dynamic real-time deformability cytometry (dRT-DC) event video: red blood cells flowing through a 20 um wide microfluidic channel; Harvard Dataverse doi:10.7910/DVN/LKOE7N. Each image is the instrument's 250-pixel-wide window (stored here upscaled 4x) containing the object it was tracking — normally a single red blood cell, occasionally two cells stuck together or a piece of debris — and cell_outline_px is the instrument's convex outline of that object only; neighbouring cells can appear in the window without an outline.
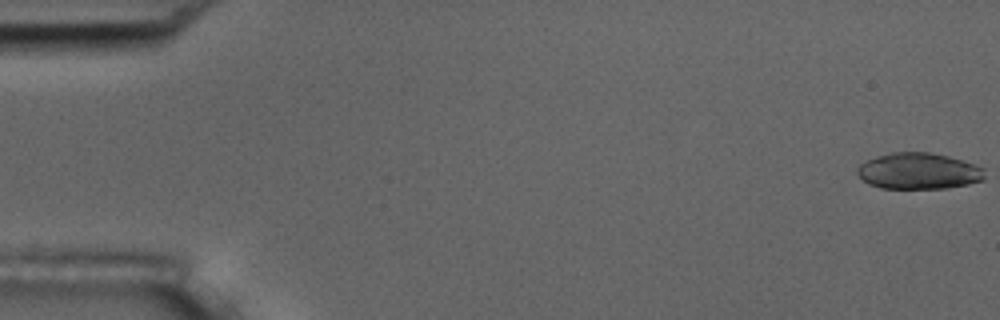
{"species": "common noctule bat (a hibernating species)", "species_latin": "Nyctalus noctula", "temperature_condition": "room temperature", "stored_images_in_passage": 5, "camera_frame_rate_fps": 3000, "um_per_image_px": 0.085, "animal": {"sex": "male", "body_mass_g": 17.5, "forearm_length_mm": 52.3}, "frame": {"image": 1, "passage_image": 1, "time_ms": 0.0, "image_size_px": [1000, 320], "cell_outline_px": [[984, 180], [968, 184], [944, 188], [880, 188], [868, 184], [856, 172], [856, 168], [860, 164], [876, 156], [892, 152], [928, 152], [948, 156], [984, 168]], "centroid_in_image_um": [78.06, 14.54], "position_along_channel_um": 6.9, "area_um2": 26.76}}
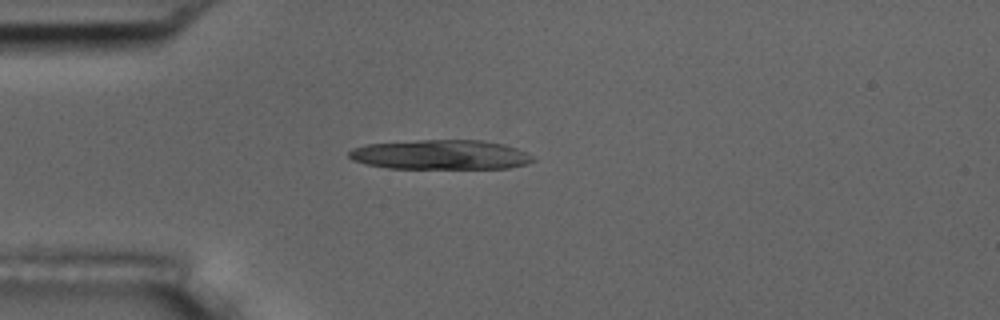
{"frame": {"image": 2, "passage_image": 5, "time_ms": 4.667, "image_size_px": [1000, 320], "cell_outline_px": [[536, 160], [524, 164], [508, 168], [388, 168], [364, 164], [352, 160], [348, 156], [348, 152], [352, 148], [364, 144], [420, 140], [484, 140], [504, 144], [516, 148], [532, 156]], "centroid_in_image_um": [37.4, 13.14], "position_along_channel_um": 47.6, "area_um2": 31.79}}